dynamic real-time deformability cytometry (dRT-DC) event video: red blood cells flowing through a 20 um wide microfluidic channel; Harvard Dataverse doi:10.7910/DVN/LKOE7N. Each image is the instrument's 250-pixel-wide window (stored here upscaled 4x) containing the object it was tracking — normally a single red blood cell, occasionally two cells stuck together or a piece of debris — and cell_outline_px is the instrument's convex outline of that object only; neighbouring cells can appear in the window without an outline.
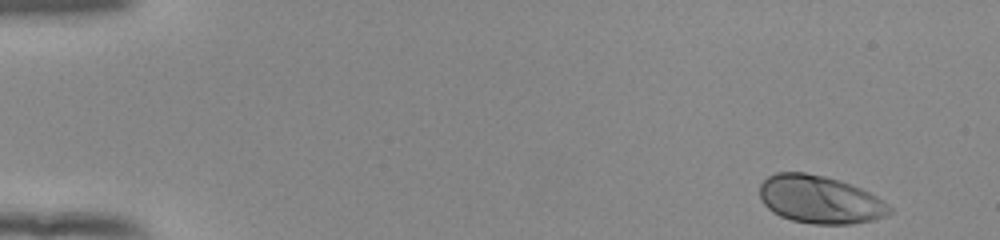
{"species": "human", "species_latin": "Homo sapiens", "temperature_condition": "room temperature", "stored_images_in_passage": 50, "camera_frame_rate_fps": 3000, "um_per_image_px": 0.085, "donor": {"sex": "female"}, "frame": {"image": 1, "passage_image": 1, "time_ms": 0.0, "image_size_px": [1000, 240], "cell_outline_px": [[892, 212], [876, 220], [848, 224], [812, 224], [792, 220], [780, 216], [772, 212], [764, 204], [760, 196], [760, 184], [768, 176], [776, 172], [804, 172], [824, 176], [860, 188], [876, 196], [888, 204], [892, 208]], "centroid_in_image_um": [69.68, 16.97], "position_along_channel_um": 15.3, "area_um2": 36.07}}
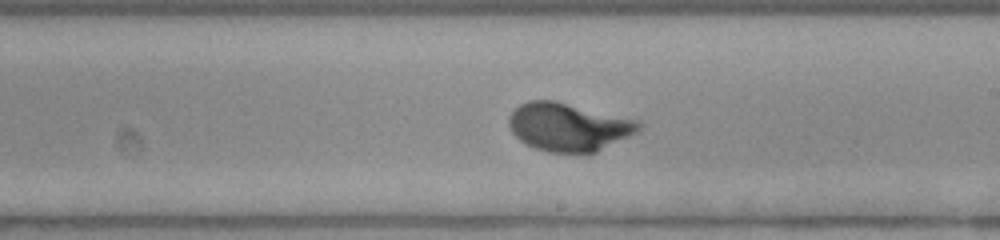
{"frame": {"image": 2, "passage_image": 29, "time_ms": 9.333, "image_size_px": [1000, 240], "cell_outline_px": [[644, 124], [640, 132], [596, 152], [548, 152], [536, 148], [520, 140], [512, 132], [508, 124], [508, 116], [520, 104], [528, 100], [556, 100], [640, 120]], "centroid_in_image_um": [48.39, 10.77], "position_along_channel_um": 240.6, "area_um2": 36.82}}
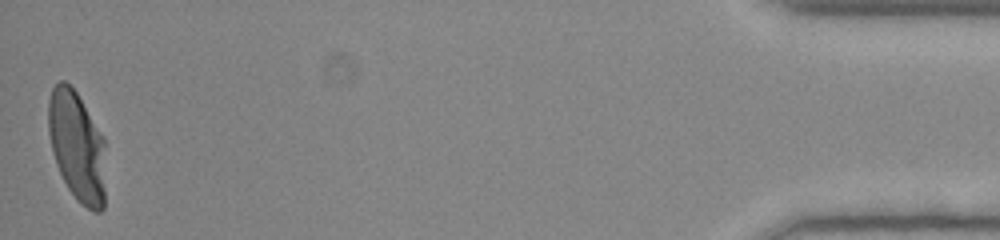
{"frame": {"image": 3, "passage_image": 50, "time_ms": 16.333, "image_size_px": [1000, 240], "cell_outline_px": [[104, 208], [100, 212], [92, 212], [80, 204], [76, 200], [68, 188], [56, 164], [52, 152], [48, 132], [48, 100], [52, 88], [60, 80], [64, 80], [76, 92], [104, 136]], "centroid_in_image_um": [6.54, 12.45], "position_along_channel_um": 428.7, "area_um2": 36.93}, "authors_computed_cell_mechanics": {"area_um2": 35.836, "velocity_mm_per_s": 3.8921, "shape_relaxation_time_tau1_ms": 2.9345, "shape_relaxation_time_tau2_ms": null, "deformation_change_tau1": 0.187, "deformation_change_tau2": null}}